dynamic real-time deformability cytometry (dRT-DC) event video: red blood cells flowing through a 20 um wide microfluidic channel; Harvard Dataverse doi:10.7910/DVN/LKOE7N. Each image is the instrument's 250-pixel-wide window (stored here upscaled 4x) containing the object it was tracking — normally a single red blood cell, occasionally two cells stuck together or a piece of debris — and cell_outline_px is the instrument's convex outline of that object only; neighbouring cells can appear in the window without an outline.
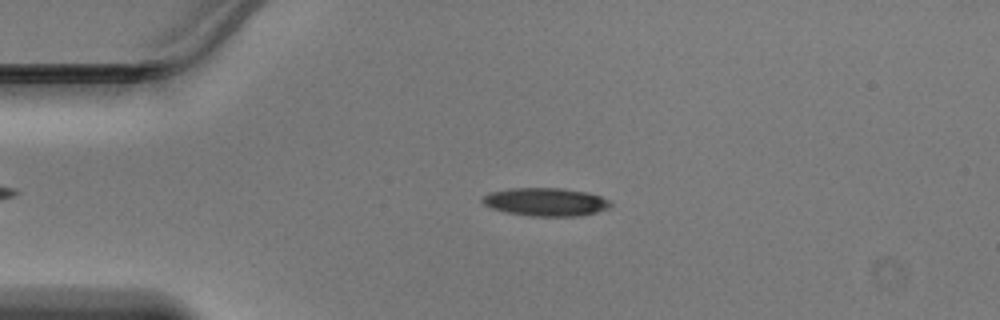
{"species": "Egyptian fruit bat (a non-hibernating species)", "species_latin": "Rousettus aegyptiacus", "temperature_condition": "warm", "stored_images_in_passage": 46, "camera_frame_rate_fps": 3000, "um_per_image_px": 0.085, "animal": {"sex": "male"}, "frame": {"image": 1, "passage_image": 10, "time_ms": 3.0, "image_size_px": [1000, 320], "cell_outline_px": [[612, 204], [608, 208], [596, 212], [580, 216], [528, 216], [504, 212], [492, 208], [484, 204], [480, 200], [488, 192], [508, 188], [560, 188], [588, 192], [600, 196], [608, 200]], "centroid_in_image_um": [46.35, 17.16], "position_along_channel_um": 38.7, "area_um2": 21.15}}
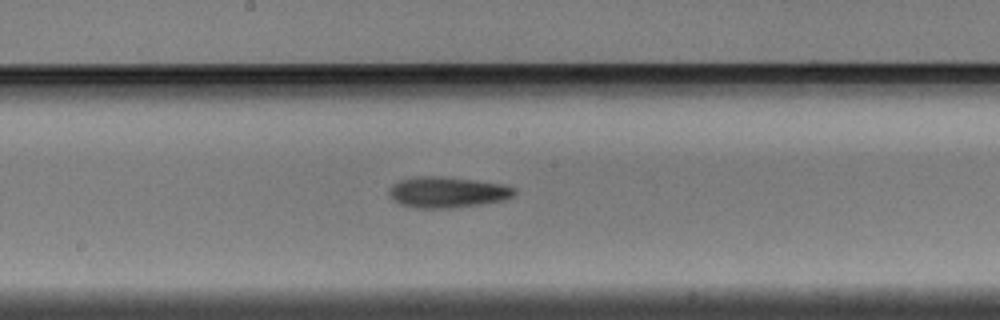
{"frame": {"image": 2, "passage_image": 24, "time_ms": 7.667, "image_size_px": [1000, 320], "cell_outline_px": [[516, 192], [512, 196], [504, 200], [480, 204], [452, 208], [416, 208], [400, 204], [388, 196], [388, 188], [392, 184], [400, 180], [412, 176], [440, 176], [476, 180], [504, 184], [516, 188]], "centroid_in_image_um": [37.99, 16.33], "position_along_channel_um": 210.2, "area_um2": 22.83}}
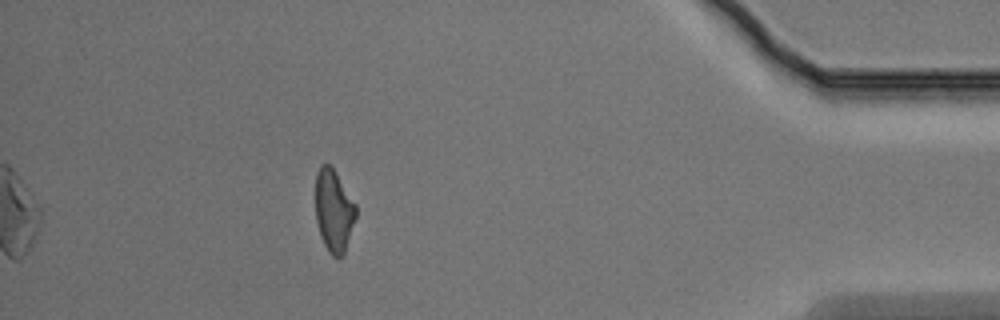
{"frame": {"image": 3, "passage_image": 41, "time_ms": 13.333, "image_size_px": [1000, 320], "cell_outline_px": [[356, 216], [344, 256], [332, 256], [328, 252], [320, 236], [316, 220], [316, 172], [320, 164], [328, 164], [336, 172], [356, 204]], "centroid_in_image_um": [28.37, 17.91], "position_along_channel_um": 406.8, "area_um2": 19.48}}